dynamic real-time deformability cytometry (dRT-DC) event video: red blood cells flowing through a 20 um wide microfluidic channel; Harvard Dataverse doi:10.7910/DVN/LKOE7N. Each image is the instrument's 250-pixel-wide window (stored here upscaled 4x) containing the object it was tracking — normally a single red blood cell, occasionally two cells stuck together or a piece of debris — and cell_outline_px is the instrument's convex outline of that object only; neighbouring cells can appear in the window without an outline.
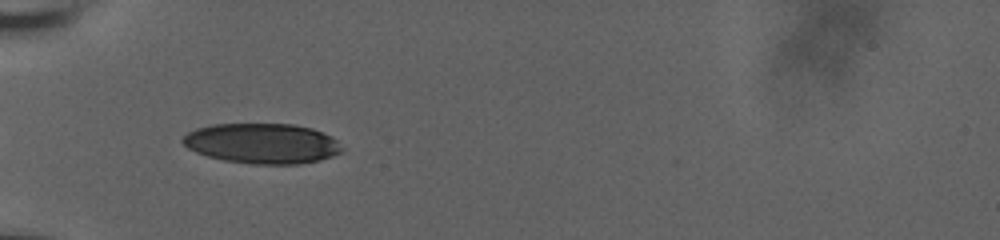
{"species": "human", "species_latin": "Homo sapiens", "temperature_condition": "room temperature", "stored_images_in_passage": 34, "camera_frame_rate_fps": 3000, "um_per_image_px": 0.085, "donor": {"sex": "male"}, "frame": {"image": 1, "passage_image": 1, "time_ms": 0.0, "image_size_px": [1000, 240], "cell_outline_px": [[344, 148], [340, 152], [332, 156], [320, 160], [296, 164], [252, 164], [224, 160], [208, 156], [196, 152], [188, 148], [180, 140], [188, 132], [196, 128], [212, 124], [296, 124], [312, 128], [332, 136]], "centroid_in_image_um": [22.29, 12.18], "position_along_channel_um": 62.7, "area_um2": 37.4}}
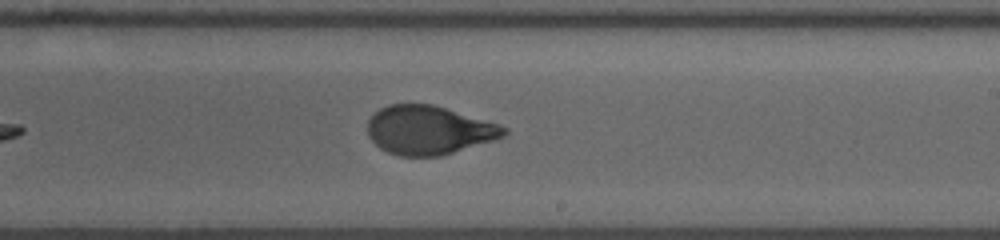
{"frame": {"image": 2, "passage_image": 16, "time_ms": 5.0, "image_size_px": [1000, 240], "cell_outline_px": [[508, 132], [504, 136], [492, 140], [440, 156], [400, 156], [388, 152], [380, 148], [368, 136], [368, 120], [380, 108], [388, 104], [432, 104], [500, 124], [508, 128]], "centroid_in_image_um": [36.44, 11.05], "position_along_channel_um": 252.6, "area_um2": 38.49}}
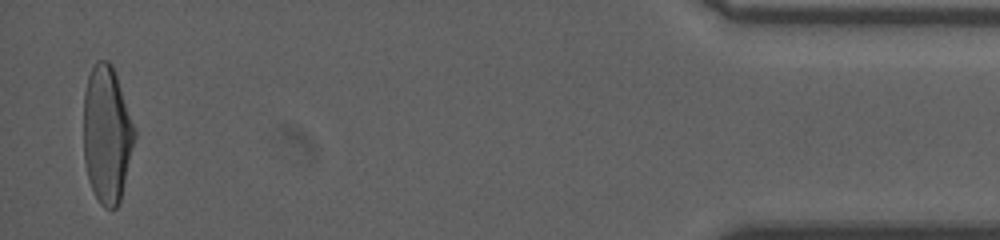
{"frame": {"image": 3, "passage_image": 34, "time_ms": 11.0, "image_size_px": [1000, 240], "cell_outline_px": [[136, 136], [120, 200], [116, 208], [104, 208], [100, 204], [88, 180], [84, 160], [84, 92], [88, 76], [96, 60], [108, 60], [112, 64], [136, 132]], "centroid_in_image_um": [9.07, 11.42], "position_along_channel_um": 426.1, "area_um2": 40.52}, "authors_computed_cell_mechanics": {"area_um2": 39.5641, "velocity_mm_per_s": 3.7369, "shape_relaxation_time_tau1_ms": 3.4673, "shape_relaxation_time_tau2_ms": null, "deformation_change_tau1": 0.1752, "deformation_change_tau2": null}}